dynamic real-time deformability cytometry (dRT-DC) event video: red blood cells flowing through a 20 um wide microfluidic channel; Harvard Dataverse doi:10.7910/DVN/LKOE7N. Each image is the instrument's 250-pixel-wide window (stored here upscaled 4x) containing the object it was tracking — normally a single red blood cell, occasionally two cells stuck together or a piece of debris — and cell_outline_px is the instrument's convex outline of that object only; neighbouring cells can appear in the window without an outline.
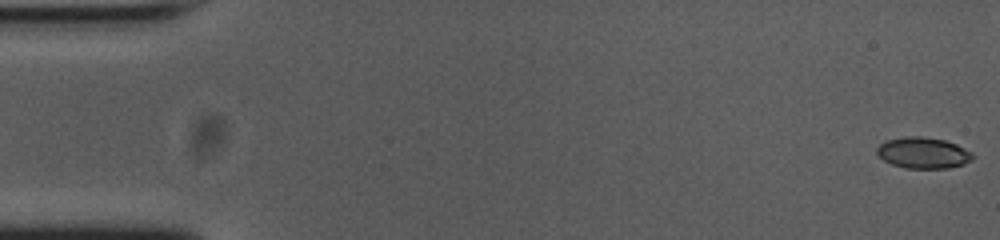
{"species": "common noctule bat (a hibernating species)", "species_latin": "Nyctalus noctula", "temperature_condition": "cold", "stored_images_in_passage": 55, "camera_frame_rate_fps": 3000, "um_per_image_px": 0.085, "animal": {"sex": "female", "body_mass_g": 23.0, "forearm_length_mm": 53.4}, "frame": {"image": 1, "passage_image": 1, "time_ms": 0.0, "image_size_px": [1000, 240], "cell_outline_px": [[976, 156], [972, 160], [964, 164], [948, 168], [904, 168], [892, 164], [884, 160], [876, 152], [876, 148], [884, 140], [904, 136], [920, 136], [944, 140], [956, 144], [972, 152]], "centroid_in_image_um": [78.47, 12.99], "position_along_channel_um": 6.5, "area_um2": 17.51}}
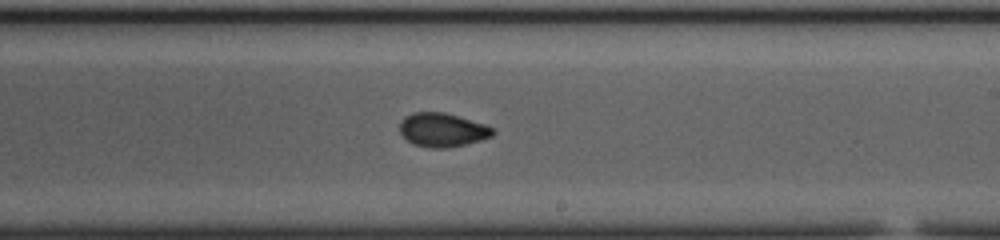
{"frame": {"image": 2, "passage_image": 32, "time_ms": 10.333, "image_size_px": [1000, 240], "cell_outline_px": [[496, 132], [492, 136], [480, 140], [448, 148], [428, 148], [412, 144], [400, 132], [400, 120], [404, 116], [412, 112], [444, 112], [484, 124], [496, 128]], "centroid_in_image_um": [37.6, 11.04], "position_along_channel_um": 251.4, "area_um2": 18.44}}
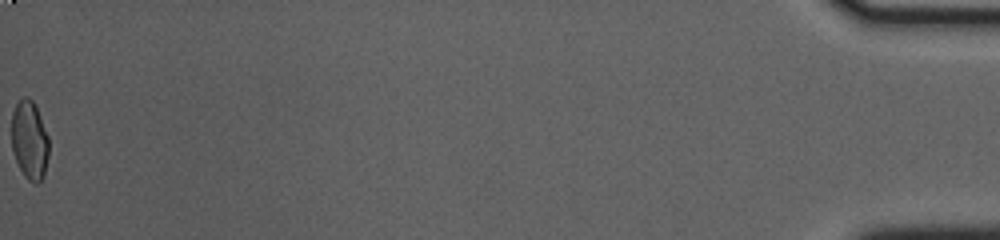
{"frame": {"image": 3, "passage_image": 55, "time_ms": 18.0, "image_size_px": [1000, 240], "cell_outline_px": [[48, 156], [44, 176], [36, 184], [32, 184], [24, 176], [16, 160], [12, 148], [12, 112], [16, 104], [24, 96], [28, 96], [32, 100], [36, 108], [48, 136]], "centroid_in_image_um": [2.51, 11.93], "position_along_channel_um": 432.7, "area_um2": 16.99}, "authors_computed_cell_mechanics": {"area_um2": 17.8024, "velocity_mm_per_s": 3.7453, "shape_relaxation_time_tau1_ms": 6.1133, "shape_relaxation_time_tau2_ms": 1.6942, "deformation_change_tau1": 0.1476, "deformation_change_tau2": 0.051}}